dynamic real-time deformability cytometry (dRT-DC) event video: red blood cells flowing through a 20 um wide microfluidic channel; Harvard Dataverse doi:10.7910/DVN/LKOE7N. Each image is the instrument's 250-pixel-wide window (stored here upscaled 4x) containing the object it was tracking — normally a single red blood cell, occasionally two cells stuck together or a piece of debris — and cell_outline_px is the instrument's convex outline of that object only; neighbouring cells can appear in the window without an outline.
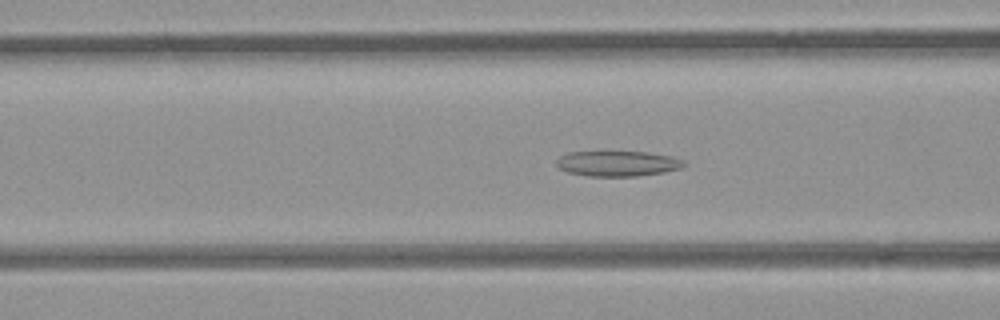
{"species": "common noctule bat (a hibernating species)", "species_latin": "Nyctalus noctula", "temperature_condition": "room temperature", "stored_images_in_passage": 52, "camera_frame_rate_fps": 3000, "um_per_image_px": 0.085, "animal": {"sex": "female", "body_mass_g": 21.9}, "frame": {"image": 1, "passage_image": 20, "time_ms": 6.333, "image_size_px": [1000, 320], "cell_outline_px": [[688, 164], [680, 168], [664, 172], [636, 176], [588, 176], [568, 172], [560, 168], [556, 164], [556, 160], [560, 156], [568, 152], [648, 152], [672, 156], [684, 160]], "centroid_in_image_um": [52.52, 13.9], "position_along_channel_um": 114.1, "area_um2": 18.84}}
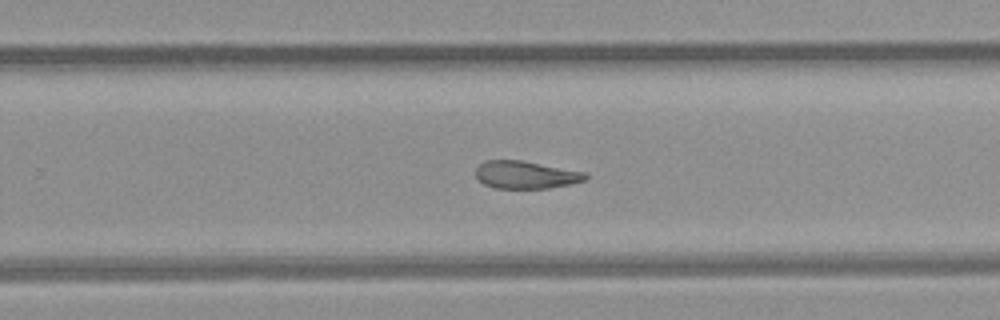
{"frame": {"image": 2, "passage_image": 33, "time_ms": 10.667, "image_size_px": [1000, 320], "cell_outline_px": [[588, 180], [572, 184], [548, 188], [492, 188], [484, 184], [476, 176], [476, 168], [484, 160], [524, 160], [588, 172]], "centroid_in_image_um": [44.75, 14.85], "position_along_channel_um": 285.0, "area_um2": 18.03}}
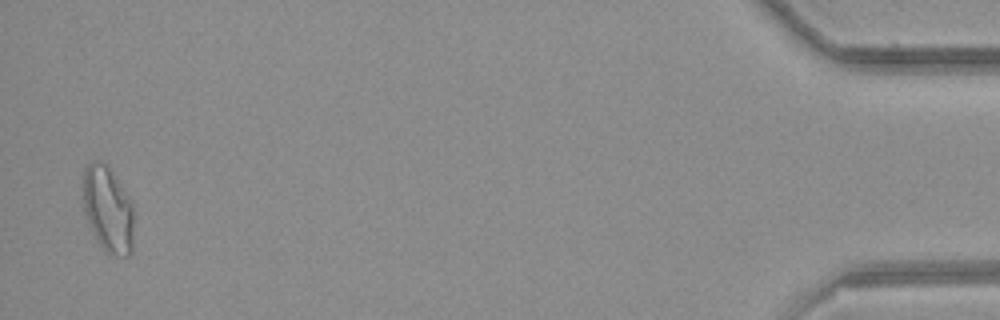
{"frame": {"image": 3, "passage_image": 51, "time_ms": 16.667, "image_size_px": [1000, 320], "cell_outline_px": [[136, 208], [132, 252], [128, 256], [124, 256], [104, 252], [96, 240], [88, 224], [84, 208], [84, 168], [92, 160], [100, 160], [108, 168], [132, 200]], "centroid_in_image_um": [9.23, 17.84], "position_along_channel_um": 426.0, "area_um2": 25.95}, "authors_computed_cell_mechanics": {"area_um2": 20.6346, "velocity_mm_per_s": 3.9482, "shape_relaxation_time_tau1_ms": null, "shape_relaxation_time_tau2_ms": 3.7747, "deformation_change_tau1": null, "deformation_change_tau2": 0.109}}